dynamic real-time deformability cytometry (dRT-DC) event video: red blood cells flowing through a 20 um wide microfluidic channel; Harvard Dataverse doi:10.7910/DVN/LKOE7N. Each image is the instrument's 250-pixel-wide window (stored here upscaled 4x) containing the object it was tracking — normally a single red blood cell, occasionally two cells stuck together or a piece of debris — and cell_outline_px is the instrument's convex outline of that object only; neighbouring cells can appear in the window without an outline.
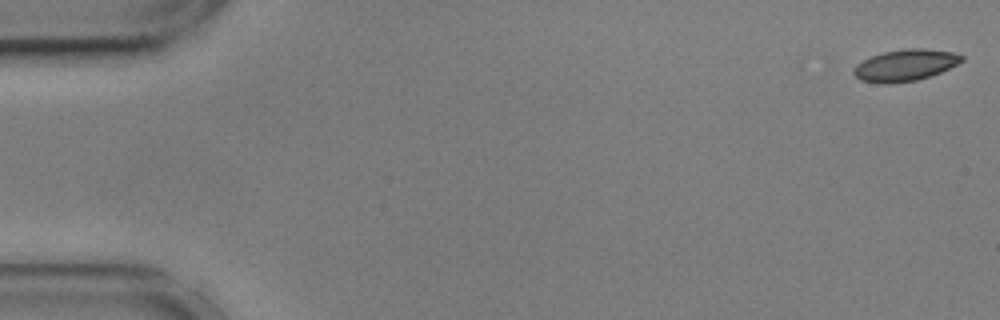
{"species": "common noctule bat (a hibernating species)", "species_latin": "Nyctalus noctula", "temperature_condition": "cold", "stored_images_in_passage": 52, "camera_frame_rate_fps": 3000, "um_per_image_px": 0.085, "animal": {"sex": "male", "body_mass_g": 17.9, "forearm_length_mm": 54.2}, "frame": {"image": 1, "passage_image": 1, "time_ms": 0.0, "image_size_px": [1000, 320], "cell_outline_px": [[964, 60], [940, 72], [916, 80], [888, 84], [884, 84], [860, 80], [852, 72], [856, 64], [872, 56], [884, 52], [904, 48], [924, 48], [952, 52], [964, 56]], "centroid_in_image_um": [76.93, 5.54], "position_along_channel_um": 8.1, "area_um2": 19.71}}
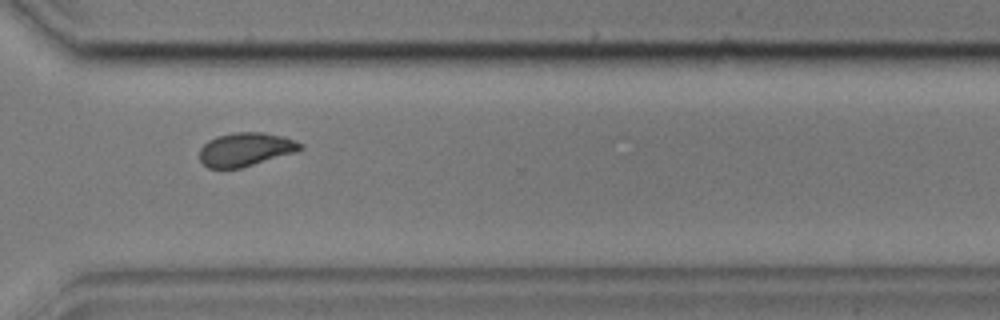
{"frame": {"image": 2, "passage_image": 41, "time_ms": 13.333, "image_size_px": [1000, 320], "cell_outline_px": [[304, 148], [296, 152], [240, 168], [208, 168], [200, 160], [200, 148], [208, 140], [216, 136], [236, 132], [264, 132], [284, 136], [304, 144]], "centroid_in_image_um": [20.89, 12.69], "position_along_channel_um": 349.7, "area_um2": 19.77}}
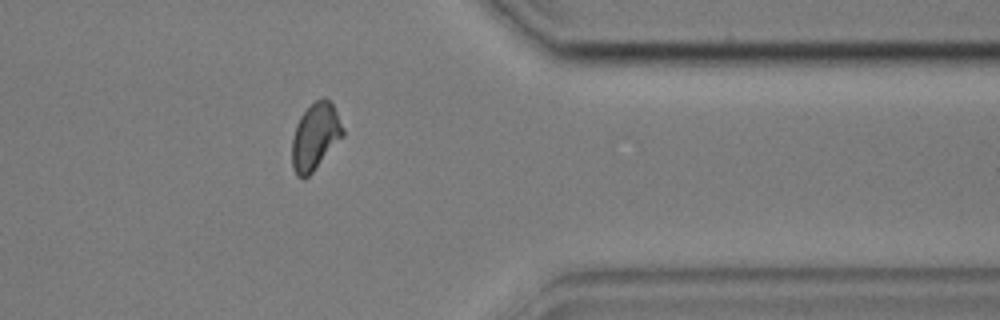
{"frame": {"image": 3, "passage_image": 45, "time_ms": 14.667, "image_size_px": [1000, 320], "cell_outline_px": [[344, 136], [312, 172], [308, 176], [296, 176], [292, 168], [292, 136], [296, 124], [300, 116], [316, 100], [324, 96], [332, 100], [344, 128]], "centroid_in_image_um": [26.81, 11.56], "position_along_channel_um": 384.6, "area_um2": 19.94}}